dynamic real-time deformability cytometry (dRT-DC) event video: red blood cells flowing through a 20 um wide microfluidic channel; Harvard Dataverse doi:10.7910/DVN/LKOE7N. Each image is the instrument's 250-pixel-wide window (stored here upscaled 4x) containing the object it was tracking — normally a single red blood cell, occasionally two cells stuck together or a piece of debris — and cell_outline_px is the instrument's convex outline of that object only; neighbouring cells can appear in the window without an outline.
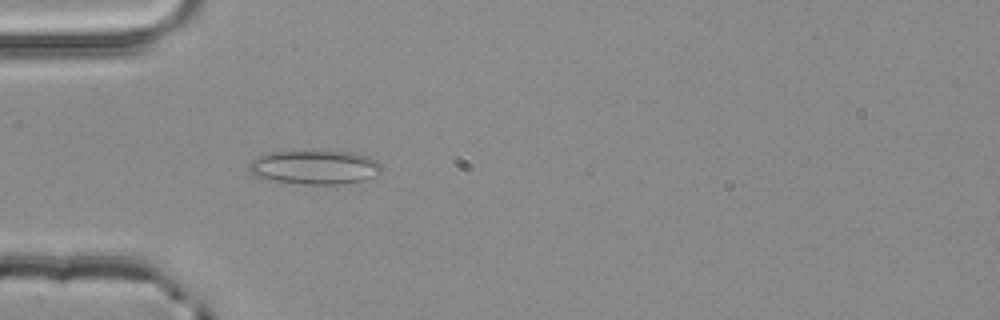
{"species": "common noctule bat (a hibernating species)", "species_latin": "Nyctalus noctula", "temperature_condition": "room temperature", "stored_images_in_passage": 4, "camera_frame_rate_fps": 3000, "um_per_image_px": 0.085, "animal": {"sex": "male", "body_mass_g": 20.4}, "frame": {"image": 1, "passage_image": 4, "time_ms": 1.0, "image_size_px": [1000, 320], "cell_outline_px": [[380, 172], [364, 180], [344, 184], [304, 184], [276, 180], [252, 176], [248, 172], [248, 164], [252, 160], [260, 156], [272, 152], [356, 152], [368, 156], [376, 160], [380, 164]], "centroid_in_image_um": [26.74, 14.22], "position_along_channel_um": 58.3, "area_um2": 25.95}}